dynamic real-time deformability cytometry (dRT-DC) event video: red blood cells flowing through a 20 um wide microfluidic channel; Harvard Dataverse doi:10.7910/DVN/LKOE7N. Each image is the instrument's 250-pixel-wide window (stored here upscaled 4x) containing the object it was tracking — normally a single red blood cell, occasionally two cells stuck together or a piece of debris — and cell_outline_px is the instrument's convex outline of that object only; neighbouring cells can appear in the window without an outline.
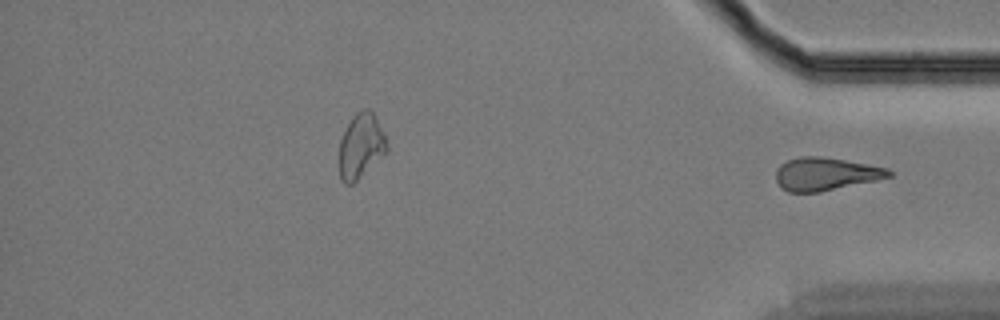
{"species": "Egyptian fruit bat (a non-hibernating species)", "species_latin": "Rousettus aegyptiacus", "temperature_condition": "cold", "stored_images_in_passage": 37, "segment_of_instrument_passage": [2, 2], "camera_frame_rate_fps": 3000, "um_per_image_px": 0.085, "animal": {"sex": "female"}, "frame": {"image": 1, "passage_image": 37, "time_ms": 12.0, "image_size_px": [1000, 320], "cell_outline_px": [[892, 176], [876, 180], [820, 192], [788, 192], [780, 188], [776, 180], [776, 168], [780, 164], [788, 160], [800, 156], [820, 156], [844, 160], [888, 168], [892, 172]], "centroid_in_image_um": [70.14, 14.79], "position_along_channel_um": 365.1, "area_um2": 21.68}}